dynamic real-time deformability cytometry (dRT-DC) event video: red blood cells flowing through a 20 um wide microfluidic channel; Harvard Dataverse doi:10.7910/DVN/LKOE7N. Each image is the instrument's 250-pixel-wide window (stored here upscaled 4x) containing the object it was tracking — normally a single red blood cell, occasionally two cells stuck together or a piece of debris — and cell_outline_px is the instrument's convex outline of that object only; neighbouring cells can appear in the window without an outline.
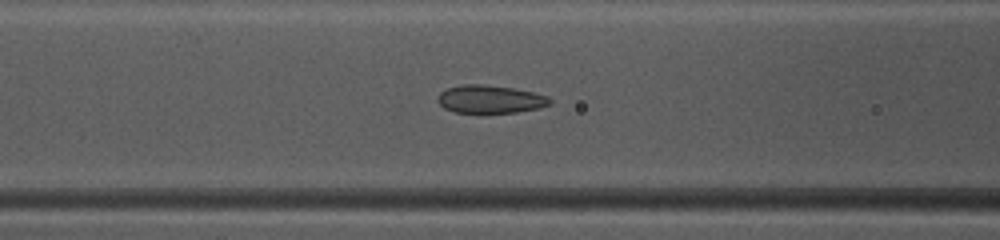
{"species": "common noctule bat (a hibernating species)", "species_latin": "Nyctalus noctula", "temperature_condition": "warm", "stored_images_in_passage": 45, "camera_frame_rate_fps": 3000, "um_per_image_px": 0.085, "animal": {"sex": "female", "body_mass_g": 10.0, "forearm_length_mm": 53.1}, "frame": {"image": 1, "passage_image": 17, "time_ms": 5.333, "image_size_px": [1000, 240], "cell_outline_px": [[552, 104], [540, 108], [516, 112], [452, 112], [444, 108], [436, 100], [440, 92], [448, 88], [464, 84], [480, 84], [512, 88], [532, 92], [548, 96], [552, 100]], "centroid_in_image_um": [41.67, 8.43], "position_along_channel_um": 124.9, "area_um2": 18.21}}
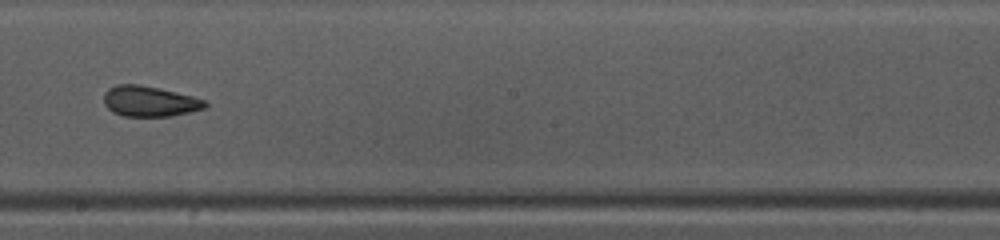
{"frame": {"image": 2, "passage_image": 25, "time_ms": 8.0, "image_size_px": [1000, 240], "cell_outline_px": [[208, 108], [172, 116], [124, 116], [112, 112], [104, 104], [104, 92], [108, 88], [116, 84], [140, 84], [160, 88], [208, 100]], "centroid_in_image_um": [12.74, 8.6], "position_along_channel_um": 235.5, "area_um2": 18.32}}
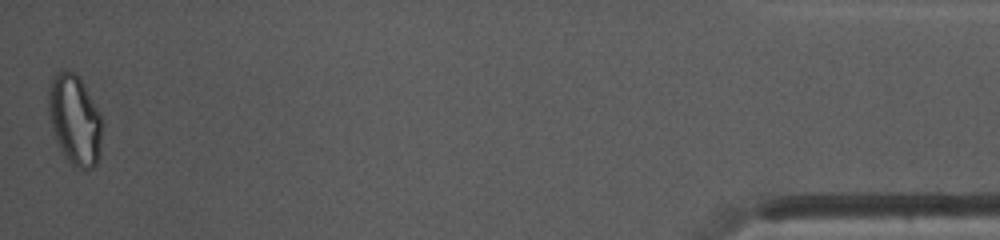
{"frame": {"image": 3, "passage_image": 45, "time_ms": 14.667, "image_size_px": [1000, 240], "cell_outline_px": [[100, 156], [96, 164], [92, 168], [80, 168], [72, 164], [64, 156], [56, 140], [52, 128], [48, 112], [48, 88], [52, 76], [56, 72], [68, 68], [76, 72], [84, 84], [100, 112]], "centroid_in_image_um": [6.32, 10.12], "position_along_channel_um": 428.9, "area_um2": 28.26}, "authors_computed_cell_mechanics": {"area_um2": 19.9988, "velocity_mm_per_s": 4.1396, "shape_relaxation_time_tau1_ms": 4.9652, "shape_relaxation_time_tau2_ms": 1.4669, "deformation_change_tau1": 0.1127, "deformation_change_tau2": 0.0671}}